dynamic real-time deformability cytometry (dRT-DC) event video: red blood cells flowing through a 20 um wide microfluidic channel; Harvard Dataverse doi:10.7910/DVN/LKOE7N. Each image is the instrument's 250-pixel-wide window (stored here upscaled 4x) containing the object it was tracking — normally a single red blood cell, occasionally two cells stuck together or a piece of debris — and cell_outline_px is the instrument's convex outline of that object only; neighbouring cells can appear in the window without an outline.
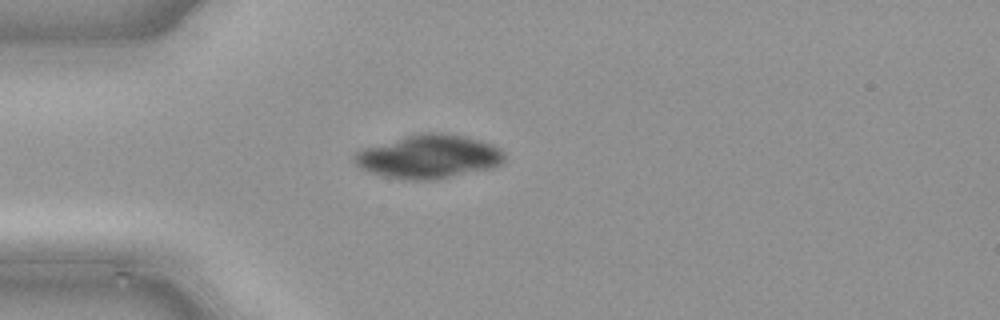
{"species": "common noctule bat (a hibernating species)", "species_latin": "Nyctalus noctula", "temperature_condition": "cold", "stored_images_in_passage": 29, "camera_frame_rate_fps": 3000, "um_per_image_px": 0.085, "animal": {"sex": "male", "body_mass_g": 21.5, "forearm_length_mm": 52.0}, "frame": {"image": 1, "passage_image": 1, "time_ms": 0.0, "image_size_px": [1000, 320], "cell_outline_px": [[504, 160], [500, 164], [492, 168], [436, 180], [404, 180], [384, 176], [368, 172], [360, 168], [352, 160], [352, 156], [356, 152], [364, 148], [408, 136], [424, 132], [440, 132], [464, 136], [480, 140], [492, 144], [500, 148], [504, 152]], "centroid_in_image_um": [36.45, 13.33], "position_along_channel_um": 48.5, "area_um2": 38.15}}